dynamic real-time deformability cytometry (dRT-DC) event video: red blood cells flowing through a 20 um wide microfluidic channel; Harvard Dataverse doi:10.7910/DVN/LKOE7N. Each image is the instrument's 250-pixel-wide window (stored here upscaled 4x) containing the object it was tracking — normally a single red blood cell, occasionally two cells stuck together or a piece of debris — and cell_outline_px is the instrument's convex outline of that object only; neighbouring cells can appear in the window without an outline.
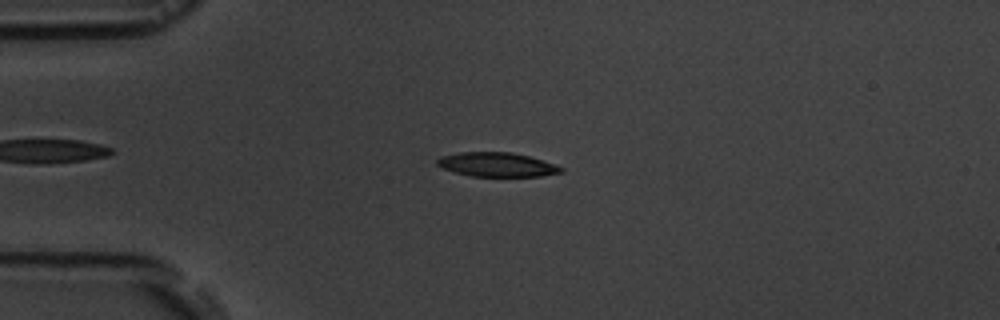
{"species": "common noctule bat (a hibernating species)", "species_latin": "Nyctalus noctula", "temperature_condition": "room temperature", "stored_images_in_passage": 6, "camera_frame_rate_fps": 3000, "um_per_image_px": 0.085, "animal": {"sex": "male", "body_mass_g": 19.5, "forearm_length_mm": 54.6}, "frame": {"image": 1, "passage_image": 3, "time_ms": 2.333, "image_size_px": [1000, 320], "cell_outline_px": [[564, 172], [540, 176], [472, 176], [440, 168], [436, 164], [436, 160], [440, 156], [460, 152], [512, 152], [528, 156], [564, 168]], "centroid_in_image_um": [42.19, 13.99], "position_along_channel_um": 42.8, "area_um2": 17.34}}
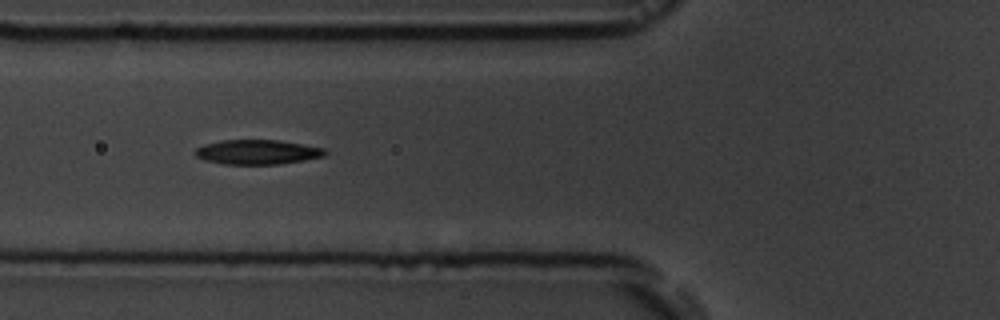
{"frame": {"image": 2, "passage_image": 5, "time_ms": 4.667, "image_size_px": [1000, 320], "cell_outline_px": [[328, 152], [324, 156], [304, 160], [280, 164], [224, 164], [204, 160], [196, 156], [196, 148], [204, 144], [224, 140], [280, 140], [328, 148]], "centroid_in_image_um": [21.94, 12.92], "position_along_channel_um": 103.9, "area_um2": 18.73}}
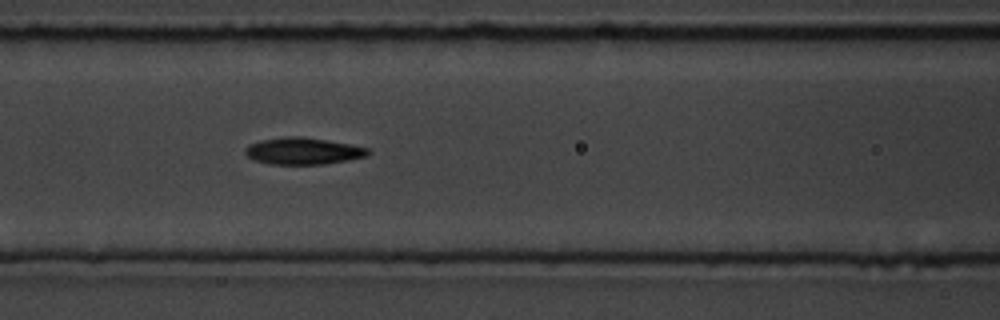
{"frame": {"image": 3, "passage_image": 6, "time_ms": 5.667, "image_size_px": [1000, 320], "cell_outline_px": [[372, 152], [368, 156], [348, 160], [324, 164], [268, 164], [256, 160], [248, 156], [244, 152], [244, 148], [248, 144], [260, 140], [288, 136], [300, 136], [348, 144], [368, 148]], "centroid_in_image_um": [25.75, 12.84], "position_along_channel_um": 140.9, "area_um2": 19.13}}